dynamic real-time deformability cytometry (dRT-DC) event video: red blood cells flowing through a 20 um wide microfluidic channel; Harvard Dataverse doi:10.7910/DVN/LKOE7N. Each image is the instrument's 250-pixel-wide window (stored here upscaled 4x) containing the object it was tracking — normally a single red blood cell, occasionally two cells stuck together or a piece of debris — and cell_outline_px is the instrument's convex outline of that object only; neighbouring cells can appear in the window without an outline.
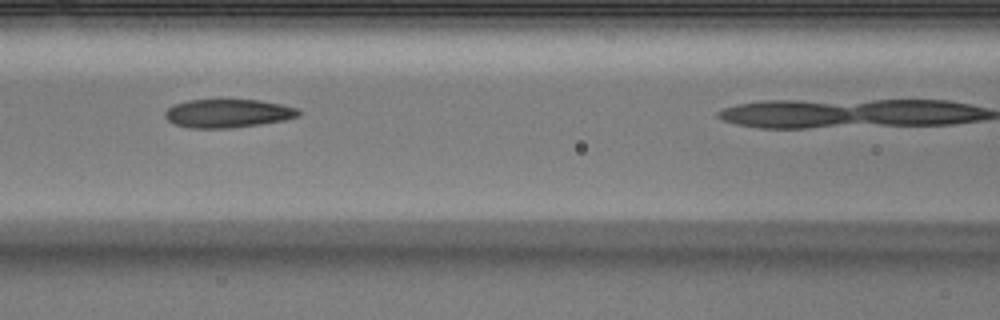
{"species": "Egyptian fruit bat (a non-hibernating species)", "species_latin": "Rousettus aegyptiacus", "temperature_condition": "warm", "stored_images_in_passage": 36, "camera_frame_rate_fps": 3000, "um_per_image_px": 0.085, "animal": {"sex": "male"}, "frame": {"image": 1, "passage_image": 18, "time_ms": 5.667, "image_size_px": [1000, 320], "cell_outline_px": [[300, 116], [284, 120], [228, 128], [192, 128], [176, 124], [168, 120], [164, 116], [164, 112], [172, 104], [188, 100], [260, 100], [280, 104], [296, 108], [300, 112]], "centroid_in_image_um": [19.33, 9.62], "position_along_channel_um": 147.3, "area_um2": 21.91}}
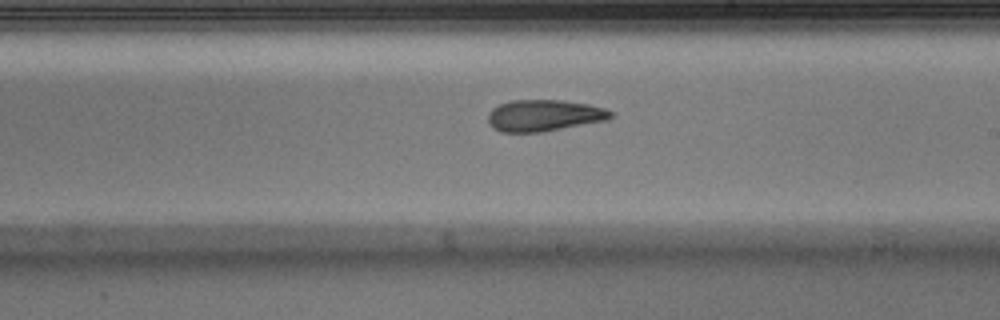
{"frame": {"image": 2, "passage_image": 25, "time_ms": 8.0, "image_size_px": [1000, 320], "cell_outline_px": [[612, 116], [608, 120], [540, 132], [500, 132], [488, 120], [488, 112], [492, 108], [500, 104], [512, 100], [560, 100], [588, 104], [604, 108], [612, 112]], "centroid_in_image_um": [46.25, 9.81], "position_along_channel_um": 242.8, "area_um2": 22.31}}
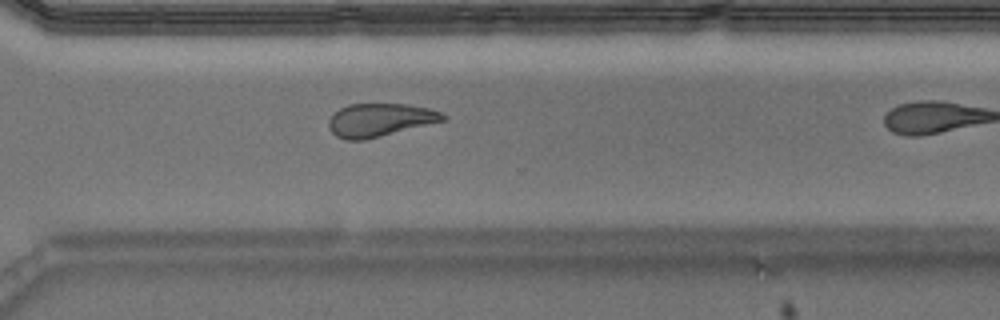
{"frame": {"image": 3, "passage_image": 32, "time_ms": 10.333, "image_size_px": [1000, 320], "cell_outline_px": [[448, 120], [364, 140], [348, 140], [336, 136], [328, 128], [328, 120], [340, 108], [348, 104], [408, 104], [428, 108], [444, 112], [448, 116]], "centroid_in_image_um": [32.34, 10.19], "position_along_channel_um": 338.3, "area_um2": 22.25}}